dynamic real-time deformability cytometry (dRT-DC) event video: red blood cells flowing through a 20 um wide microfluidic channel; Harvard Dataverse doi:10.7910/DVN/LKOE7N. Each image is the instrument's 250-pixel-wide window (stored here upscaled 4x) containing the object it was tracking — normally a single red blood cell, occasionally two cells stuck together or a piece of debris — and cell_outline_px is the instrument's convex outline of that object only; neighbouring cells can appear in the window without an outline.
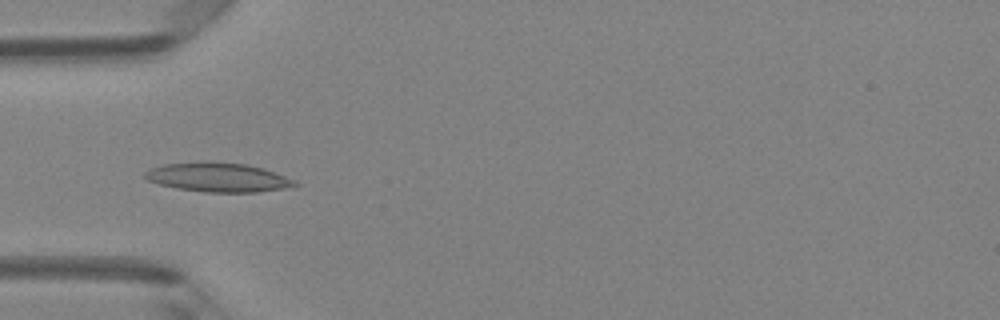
{"species": "Egyptian fruit bat (a non-hibernating species)", "species_latin": "Rousettus aegyptiacus", "temperature_condition": "room temperature", "stored_images_in_passage": 40, "camera_frame_rate_fps": 3000, "um_per_image_px": 0.085, "animal": {"sex": "female"}, "frame": {"image": 1, "passage_image": 10, "time_ms": 3.0, "image_size_px": [1000, 320], "cell_outline_px": [[300, 184], [284, 188], [256, 192], [204, 192], [176, 188], [160, 184], [148, 180], [144, 176], [144, 172], [152, 168], [164, 164], [248, 164], [264, 168], [296, 180]], "centroid_in_image_um": [18.59, 15.11], "position_along_channel_um": 66.4, "area_um2": 24.51}}
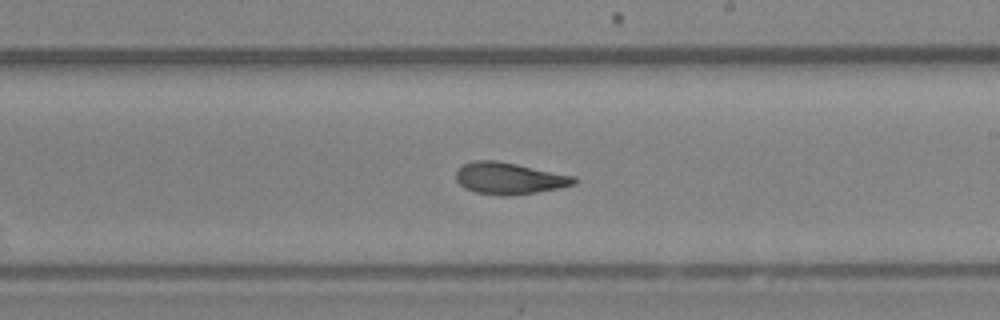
{"frame": {"image": 2, "passage_image": 23, "time_ms": 7.333, "image_size_px": [1000, 320], "cell_outline_px": [[580, 180], [576, 184], [560, 188], [536, 192], [508, 196], [500, 196], [476, 192], [464, 188], [456, 180], [456, 172], [464, 164], [472, 160], [496, 160], [576, 176]], "centroid_in_image_um": [43.32, 15.16], "position_along_channel_um": 245.7, "area_um2": 21.96}}
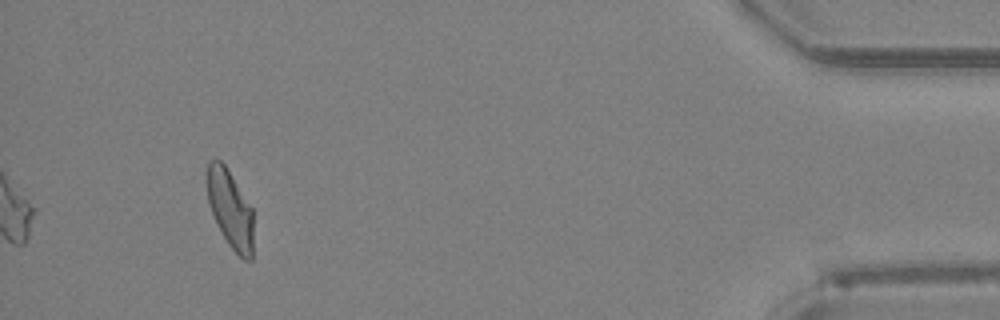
{"frame": {"image": 3, "passage_image": 40, "time_ms": 13.0, "image_size_px": [1000, 320], "cell_outline_px": [[252, 260], [244, 260], [228, 244], [208, 204], [208, 164], [212, 160], [220, 160], [224, 164], [252, 208]], "centroid_in_image_um": [19.58, 17.79], "position_along_channel_um": 415.6, "area_um2": 20.29}, "authors_computed_cell_mechanics": {"area_um2": 21.964, "velocity_mm_per_s": 4.1748, "shape_relaxation_time_tau1_ms": 6.5289, "shape_relaxation_time_tau2_ms": 1.7484, "deformation_change_tau1": 0.1753, "deformation_change_tau2": 0.0875}}